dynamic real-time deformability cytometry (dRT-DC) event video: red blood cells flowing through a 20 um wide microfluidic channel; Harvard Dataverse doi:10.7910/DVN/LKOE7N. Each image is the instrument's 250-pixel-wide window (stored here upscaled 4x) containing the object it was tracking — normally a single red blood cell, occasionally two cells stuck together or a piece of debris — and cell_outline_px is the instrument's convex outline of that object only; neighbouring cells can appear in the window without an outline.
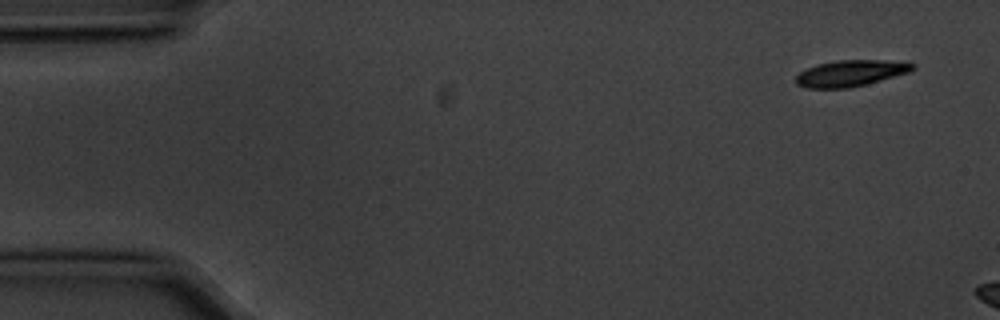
{"species": "common noctule bat (a hibernating species)", "species_latin": "Nyctalus noctula", "temperature_condition": "cold", "stored_images_in_passage": 4, "camera_frame_rate_fps": 3000, "um_per_image_px": 0.085, "animal": {"sex": "male", "body_mass_g": 20.1, "forearm_length_mm": 53.5}, "frame": {"image": 1, "passage_image": 1, "time_ms": 0.0, "image_size_px": [1000, 320], "cell_outline_px": [[916, 68], [908, 72], [864, 84], [848, 88], [808, 88], [796, 84], [796, 76], [800, 72], [816, 64], [836, 60], [884, 60], [916, 64]], "centroid_in_image_um": [72.26, 6.21], "position_along_channel_um": 12.7, "area_um2": 17.57}}